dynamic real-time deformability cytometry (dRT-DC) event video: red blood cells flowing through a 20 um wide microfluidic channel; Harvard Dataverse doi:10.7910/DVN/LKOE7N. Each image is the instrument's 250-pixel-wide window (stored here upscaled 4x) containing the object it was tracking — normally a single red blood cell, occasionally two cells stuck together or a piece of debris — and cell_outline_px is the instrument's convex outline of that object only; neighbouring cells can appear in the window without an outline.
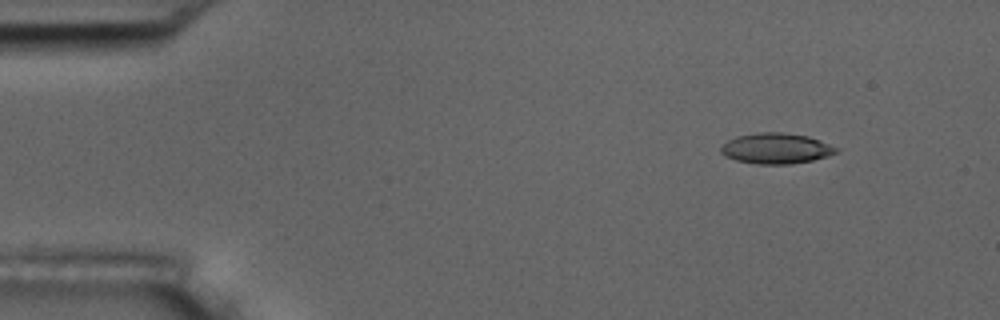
{"species": "common noctule bat (a hibernating species)", "species_latin": "Nyctalus noctula", "temperature_condition": "room temperature", "stored_images_in_passage": 4, "camera_frame_rate_fps": 3000, "um_per_image_px": 0.085, "animal": {"sex": "male", "body_mass_g": 17.5, "forearm_length_mm": 52.3}, "frame": {"image": 1, "passage_image": 1, "time_ms": 0.0, "image_size_px": [1000, 320], "cell_outline_px": [[840, 148], [836, 152], [828, 156], [812, 160], [788, 164], [756, 164], [736, 160], [724, 156], [720, 152], [720, 144], [736, 136], [760, 132], [780, 132], [808, 136]], "centroid_in_image_um": [65.92, 12.61], "position_along_channel_um": 19.1, "area_um2": 20.63}}
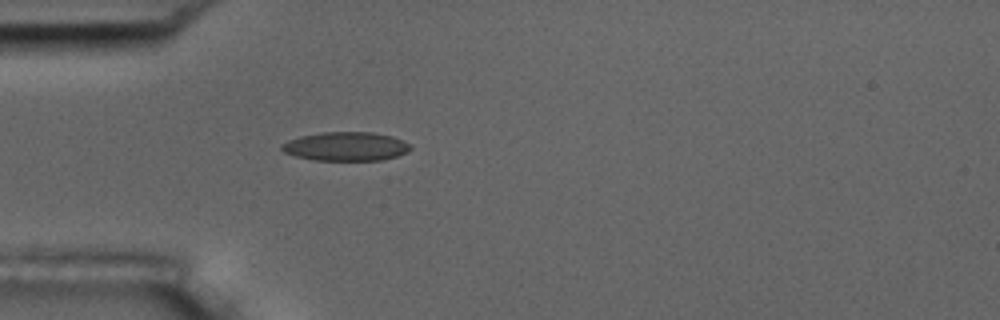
{"frame": {"image": 2, "passage_image": 4, "time_ms": 3.333, "image_size_px": [1000, 320], "cell_outline_px": [[412, 148], [408, 152], [396, 156], [380, 160], [312, 160], [296, 156], [284, 152], [280, 148], [280, 144], [288, 140], [300, 136], [324, 132], [372, 132], [392, 136], [404, 140], [412, 144]], "centroid_in_image_um": [29.42, 12.44], "position_along_channel_um": 55.6, "area_um2": 21.79}}